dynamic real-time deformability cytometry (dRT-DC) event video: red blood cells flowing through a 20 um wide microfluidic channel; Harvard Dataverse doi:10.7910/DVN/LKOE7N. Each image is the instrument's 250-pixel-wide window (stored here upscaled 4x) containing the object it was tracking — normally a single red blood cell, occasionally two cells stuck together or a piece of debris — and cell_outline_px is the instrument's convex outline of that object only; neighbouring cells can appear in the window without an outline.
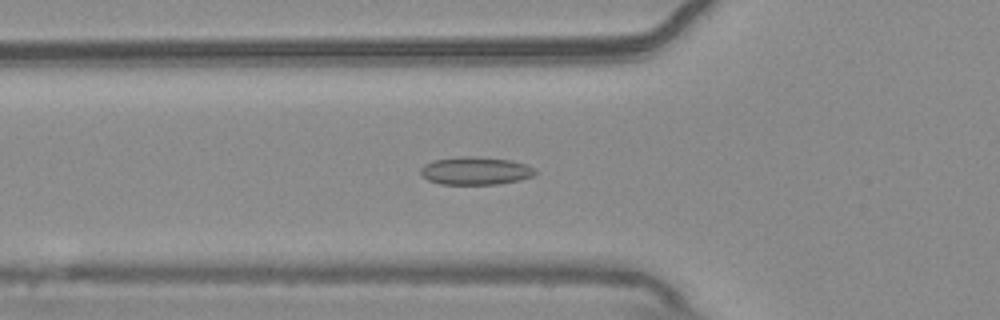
{"species": "common noctule bat (a hibernating species)", "species_latin": "Nyctalus noctula", "temperature_condition": "warm", "stored_images_in_passage": 55, "camera_frame_rate_fps": 3000, "um_per_image_px": 0.085, "animal": {"sex": "male", "body_mass_g": 20.4}, "frame": {"image": 1, "passage_image": 20, "time_ms": 6.333, "image_size_px": [1000, 320], "cell_outline_px": [[536, 172], [532, 176], [520, 180], [500, 184], [440, 184], [428, 180], [420, 176], [420, 168], [424, 164], [432, 160], [460, 156], [472, 156], [512, 160], [524, 164], [532, 168]], "centroid_in_image_um": [40.35, 14.52], "position_along_channel_um": 85.4, "area_um2": 18.73}}
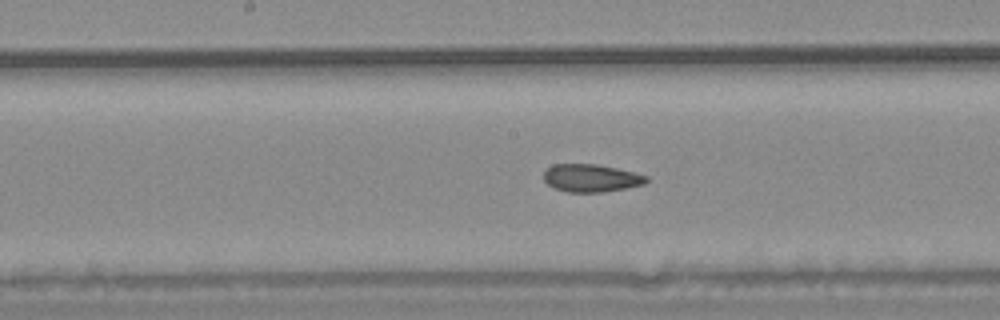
{"frame": {"image": 2, "passage_image": 29, "time_ms": 9.333, "image_size_px": [1000, 320], "cell_outline_px": [[648, 180], [644, 184], [604, 192], [568, 192], [552, 188], [544, 180], [544, 172], [552, 164], [596, 164], [636, 172], [648, 176]], "centroid_in_image_um": [50.24, 15.13], "position_along_channel_um": 198.0, "area_um2": 16.65}}
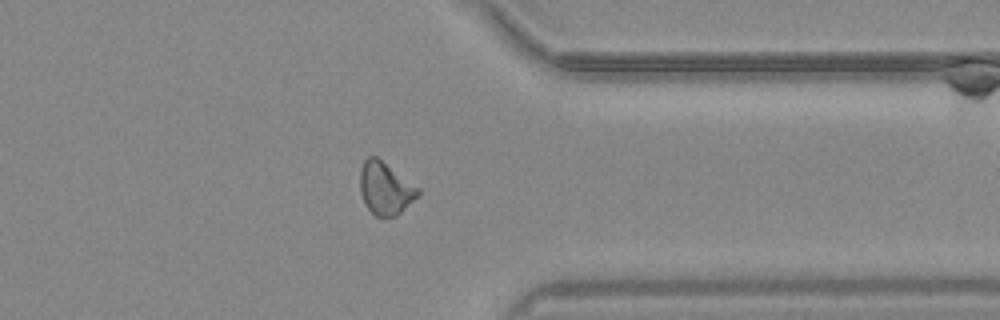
{"frame": {"image": 3, "passage_image": 44, "time_ms": 14.333, "image_size_px": [1000, 320], "cell_outline_px": [[420, 196], [396, 216], [376, 216], [364, 204], [360, 192], [360, 172], [364, 160], [368, 156], [376, 156], [420, 188]], "centroid_in_image_um": [32.77, 16.01], "position_along_channel_um": 378.6, "area_um2": 17.8}, "authors_computed_cell_mechanics": {"area_um2": 17.8024, "velocity_mm_per_s": 3.7321, "shape_relaxation_time_tau1_ms": null, "shape_relaxation_time_tau2_ms": 2.0486, "deformation_change_tau1": null, "deformation_change_tau2": 0.0806}}